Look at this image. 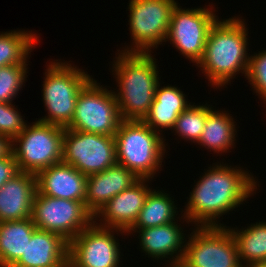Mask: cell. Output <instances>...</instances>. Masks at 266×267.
<instances>
[{"instance_id": "obj_1", "label": "cell", "mask_w": 266, "mask_h": 267, "mask_svg": "<svg viewBox=\"0 0 266 267\" xmlns=\"http://www.w3.org/2000/svg\"><path fill=\"white\" fill-rule=\"evenodd\" d=\"M208 168L190 192L181 219L184 217L188 225L192 222L196 227L226 226L217 219L254 195L257 181L251 172L226 163Z\"/></svg>"}, {"instance_id": "obj_2", "label": "cell", "mask_w": 266, "mask_h": 267, "mask_svg": "<svg viewBox=\"0 0 266 267\" xmlns=\"http://www.w3.org/2000/svg\"><path fill=\"white\" fill-rule=\"evenodd\" d=\"M241 18L215 21L208 33L204 55L196 65L216 88L226 87L241 72L244 77L247 75L248 29Z\"/></svg>"}, {"instance_id": "obj_3", "label": "cell", "mask_w": 266, "mask_h": 267, "mask_svg": "<svg viewBox=\"0 0 266 267\" xmlns=\"http://www.w3.org/2000/svg\"><path fill=\"white\" fill-rule=\"evenodd\" d=\"M112 66L118 83L114 91L122 120H139L148 115L159 83L156 59L151 53L119 52Z\"/></svg>"}, {"instance_id": "obj_4", "label": "cell", "mask_w": 266, "mask_h": 267, "mask_svg": "<svg viewBox=\"0 0 266 267\" xmlns=\"http://www.w3.org/2000/svg\"><path fill=\"white\" fill-rule=\"evenodd\" d=\"M143 121L122 120L115 133L116 162L139 179H150L162 166L166 139Z\"/></svg>"}, {"instance_id": "obj_5", "label": "cell", "mask_w": 266, "mask_h": 267, "mask_svg": "<svg viewBox=\"0 0 266 267\" xmlns=\"http://www.w3.org/2000/svg\"><path fill=\"white\" fill-rule=\"evenodd\" d=\"M57 61L50 62L44 73L42 97L48 113L38 121L67 128L74 116L77 97L92 76L74 64Z\"/></svg>"}, {"instance_id": "obj_6", "label": "cell", "mask_w": 266, "mask_h": 267, "mask_svg": "<svg viewBox=\"0 0 266 267\" xmlns=\"http://www.w3.org/2000/svg\"><path fill=\"white\" fill-rule=\"evenodd\" d=\"M64 128L36 120L12 140L20 172L37 174L63 159ZM19 145V146H18Z\"/></svg>"}, {"instance_id": "obj_7", "label": "cell", "mask_w": 266, "mask_h": 267, "mask_svg": "<svg viewBox=\"0 0 266 267\" xmlns=\"http://www.w3.org/2000/svg\"><path fill=\"white\" fill-rule=\"evenodd\" d=\"M99 84L92 78L82 88L67 129L115 136L122 121L116 96L114 90Z\"/></svg>"}, {"instance_id": "obj_8", "label": "cell", "mask_w": 266, "mask_h": 267, "mask_svg": "<svg viewBox=\"0 0 266 267\" xmlns=\"http://www.w3.org/2000/svg\"><path fill=\"white\" fill-rule=\"evenodd\" d=\"M176 4L175 0H130L128 24L133 40L120 52L151 53L152 48L166 42Z\"/></svg>"}, {"instance_id": "obj_9", "label": "cell", "mask_w": 266, "mask_h": 267, "mask_svg": "<svg viewBox=\"0 0 266 267\" xmlns=\"http://www.w3.org/2000/svg\"><path fill=\"white\" fill-rule=\"evenodd\" d=\"M31 219L37 229L56 233L70 242L94 221V216L84 202L52 198L37 191Z\"/></svg>"}, {"instance_id": "obj_10", "label": "cell", "mask_w": 266, "mask_h": 267, "mask_svg": "<svg viewBox=\"0 0 266 267\" xmlns=\"http://www.w3.org/2000/svg\"><path fill=\"white\" fill-rule=\"evenodd\" d=\"M188 236L182 260L189 267H243L227 226H198Z\"/></svg>"}, {"instance_id": "obj_11", "label": "cell", "mask_w": 266, "mask_h": 267, "mask_svg": "<svg viewBox=\"0 0 266 267\" xmlns=\"http://www.w3.org/2000/svg\"><path fill=\"white\" fill-rule=\"evenodd\" d=\"M62 161L86 176L105 171L117 163L115 136L64 128Z\"/></svg>"}, {"instance_id": "obj_12", "label": "cell", "mask_w": 266, "mask_h": 267, "mask_svg": "<svg viewBox=\"0 0 266 267\" xmlns=\"http://www.w3.org/2000/svg\"><path fill=\"white\" fill-rule=\"evenodd\" d=\"M178 4L171 13L166 41L197 65L204 55L209 30L219 18L212 4L211 8L196 9H184Z\"/></svg>"}, {"instance_id": "obj_13", "label": "cell", "mask_w": 266, "mask_h": 267, "mask_svg": "<svg viewBox=\"0 0 266 267\" xmlns=\"http://www.w3.org/2000/svg\"><path fill=\"white\" fill-rule=\"evenodd\" d=\"M115 230V231H114ZM125 231L102 227L93 221L69 242V267H119L120 247L114 235ZM115 232V233H114Z\"/></svg>"}, {"instance_id": "obj_14", "label": "cell", "mask_w": 266, "mask_h": 267, "mask_svg": "<svg viewBox=\"0 0 266 267\" xmlns=\"http://www.w3.org/2000/svg\"><path fill=\"white\" fill-rule=\"evenodd\" d=\"M150 179H139L131 187L115 195L94 215L97 225L127 232L137 220L145 200L152 190ZM149 187V188H148ZM101 218V219H98ZM98 220V222H96Z\"/></svg>"}, {"instance_id": "obj_15", "label": "cell", "mask_w": 266, "mask_h": 267, "mask_svg": "<svg viewBox=\"0 0 266 267\" xmlns=\"http://www.w3.org/2000/svg\"><path fill=\"white\" fill-rule=\"evenodd\" d=\"M36 182L42 195L85 203L87 176L63 161L39 171Z\"/></svg>"}, {"instance_id": "obj_16", "label": "cell", "mask_w": 266, "mask_h": 267, "mask_svg": "<svg viewBox=\"0 0 266 267\" xmlns=\"http://www.w3.org/2000/svg\"><path fill=\"white\" fill-rule=\"evenodd\" d=\"M139 178L125 166L115 164L87 176L85 206L94 216L115 195L131 187Z\"/></svg>"}, {"instance_id": "obj_17", "label": "cell", "mask_w": 266, "mask_h": 267, "mask_svg": "<svg viewBox=\"0 0 266 267\" xmlns=\"http://www.w3.org/2000/svg\"><path fill=\"white\" fill-rule=\"evenodd\" d=\"M176 223L175 221L157 227L129 229L126 234H131L133 231L139 233L140 246L148 257L155 260L169 258L171 262L181 261L185 252L186 234L182 232V226Z\"/></svg>"}, {"instance_id": "obj_18", "label": "cell", "mask_w": 266, "mask_h": 267, "mask_svg": "<svg viewBox=\"0 0 266 267\" xmlns=\"http://www.w3.org/2000/svg\"><path fill=\"white\" fill-rule=\"evenodd\" d=\"M69 242L62 236L36 229L25 253L12 267H67Z\"/></svg>"}, {"instance_id": "obj_19", "label": "cell", "mask_w": 266, "mask_h": 267, "mask_svg": "<svg viewBox=\"0 0 266 267\" xmlns=\"http://www.w3.org/2000/svg\"><path fill=\"white\" fill-rule=\"evenodd\" d=\"M36 174L19 172L0 188V222L31 218Z\"/></svg>"}, {"instance_id": "obj_20", "label": "cell", "mask_w": 266, "mask_h": 267, "mask_svg": "<svg viewBox=\"0 0 266 267\" xmlns=\"http://www.w3.org/2000/svg\"><path fill=\"white\" fill-rule=\"evenodd\" d=\"M185 97L186 95L178 87L170 85L161 87L159 82L154 102L143 122L160 134L163 129L173 130L179 115L191 105Z\"/></svg>"}, {"instance_id": "obj_21", "label": "cell", "mask_w": 266, "mask_h": 267, "mask_svg": "<svg viewBox=\"0 0 266 267\" xmlns=\"http://www.w3.org/2000/svg\"><path fill=\"white\" fill-rule=\"evenodd\" d=\"M31 218L0 222V267H12L36 230Z\"/></svg>"}, {"instance_id": "obj_22", "label": "cell", "mask_w": 266, "mask_h": 267, "mask_svg": "<svg viewBox=\"0 0 266 267\" xmlns=\"http://www.w3.org/2000/svg\"><path fill=\"white\" fill-rule=\"evenodd\" d=\"M233 119L226 111L213 109L207 115L202 136L197 144H201L200 146L217 154L229 152L230 149L234 148L235 137H237L236 125L234 124L236 122Z\"/></svg>"}, {"instance_id": "obj_23", "label": "cell", "mask_w": 266, "mask_h": 267, "mask_svg": "<svg viewBox=\"0 0 266 267\" xmlns=\"http://www.w3.org/2000/svg\"><path fill=\"white\" fill-rule=\"evenodd\" d=\"M173 196L163 190H151L145 200L137 220L130 229H144L157 227L167 223L178 222L177 205L174 204ZM177 212V213H176ZM177 216V217H176ZM177 218V219H176Z\"/></svg>"}, {"instance_id": "obj_24", "label": "cell", "mask_w": 266, "mask_h": 267, "mask_svg": "<svg viewBox=\"0 0 266 267\" xmlns=\"http://www.w3.org/2000/svg\"><path fill=\"white\" fill-rule=\"evenodd\" d=\"M228 229L237 245L238 257L243 267L254 262L266 261V222L259 221L240 230L237 226H228Z\"/></svg>"}, {"instance_id": "obj_25", "label": "cell", "mask_w": 266, "mask_h": 267, "mask_svg": "<svg viewBox=\"0 0 266 267\" xmlns=\"http://www.w3.org/2000/svg\"><path fill=\"white\" fill-rule=\"evenodd\" d=\"M39 41L34 32L11 30L0 33V67L15 64H27L29 53Z\"/></svg>"}, {"instance_id": "obj_26", "label": "cell", "mask_w": 266, "mask_h": 267, "mask_svg": "<svg viewBox=\"0 0 266 267\" xmlns=\"http://www.w3.org/2000/svg\"><path fill=\"white\" fill-rule=\"evenodd\" d=\"M208 105H189L177 118L173 131L177 135L185 140H189L193 143H198L205 123L207 120V115L214 109L212 106Z\"/></svg>"}, {"instance_id": "obj_27", "label": "cell", "mask_w": 266, "mask_h": 267, "mask_svg": "<svg viewBox=\"0 0 266 267\" xmlns=\"http://www.w3.org/2000/svg\"><path fill=\"white\" fill-rule=\"evenodd\" d=\"M28 64L0 67V102L12 103L26 81Z\"/></svg>"}, {"instance_id": "obj_28", "label": "cell", "mask_w": 266, "mask_h": 267, "mask_svg": "<svg viewBox=\"0 0 266 267\" xmlns=\"http://www.w3.org/2000/svg\"><path fill=\"white\" fill-rule=\"evenodd\" d=\"M263 51V52H262ZM250 56L246 78L254 92L266 101V50ZM266 104V102H265Z\"/></svg>"}, {"instance_id": "obj_29", "label": "cell", "mask_w": 266, "mask_h": 267, "mask_svg": "<svg viewBox=\"0 0 266 267\" xmlns=\"http://www.w3.org/2000/svg\"><path fill=\"white\" fill-rule=\"evenodd\" d=\"M22 117L15 105L0 102V134L13 140L27 124Z\"/></svg>"}, {"instance_id": "obj_30", "label": "cell", "mask_w": 266, "mask_h": 267, "mask_svg": "<svg viewBox=\"0 0 266 267\" xmlns=\"http://www.w3.org/2000/svg\"><path fill=\"white\" fill-rule=\"evenodd\" d=\"M20 171L13 153L0 159V188Z\"/></svg>"}, {"instance_id": "obj_31", "label": "cell", "mask_w": 266, "mask_h": 267, "mask_svg": "<svg viewBox=\"0 0 266 267\" xmlns=\"http://www.w3.org/2000/svg\"><path fill=\"white\" fill-rule=\"evenodd\" d=\"M12 139L0 134V159L12 154Z\"/></svg>"}, {"instance_id": "obj_32", "label": "cell", "mask_w": 266, "mask_h": 267, "mask_svg": "<svg viewBox=\"0 0 266 267\" xmlns=\"http://www.w3.org/2000/svg\"><path fill=\"white\" fill-rule=\"evenodd\" d=\"M167 262L170 263V264H168L167 267H189L183 260H181V261H173V262H170L168 260Z\"/></svg>"}, {"instance_id": "obj_33", "label": "cell", "mask_w": 266, "mask_h": 267, "mask_svg": "<svg viewBox=\"0 0 266 267\" xmlns=\"http://www.w3.org/2000/svg\"><path fill=\"white\" fill-rule=\"evenodd\" d=\"M245 267H266V261L254 262V263H251Z\"/></svg>"}]
</instances>
